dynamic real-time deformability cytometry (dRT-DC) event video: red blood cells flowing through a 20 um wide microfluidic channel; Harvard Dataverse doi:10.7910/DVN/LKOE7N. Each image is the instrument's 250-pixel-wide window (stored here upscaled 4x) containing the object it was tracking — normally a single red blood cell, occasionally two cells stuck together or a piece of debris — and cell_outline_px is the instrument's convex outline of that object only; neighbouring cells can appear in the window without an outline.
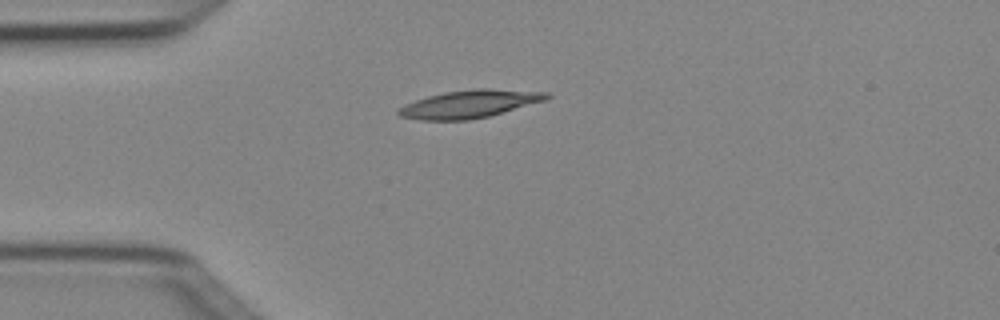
{"species": "Egyptian fruit bat (a non-hibernating species)", "species_latin": "Rousettus aegyptiacus", "temperature_condition": "cold", "stored_images_in_passage": 1, "camera_frame_rate_fps": 3000, "um_per_image_px": 0.085, "animal": {"sex": "female"}, "frame": {"image": 1, "passage_image": 1, "time_ms": 0.0, "image_size_px": [1000, 320], "cell_outline_px": [[552, 96], [548, 100], [488, 116], [468, 120], [420, 120], [400, 116], [396, 112], [404, 104], [428, 96], [444, 92], [476, 88], [488, 88], [552, 92]], "centroid_in_image_um": [39.98, 8.82], "position_along_channel_um": 45.0, "area_um2": 24.16}}